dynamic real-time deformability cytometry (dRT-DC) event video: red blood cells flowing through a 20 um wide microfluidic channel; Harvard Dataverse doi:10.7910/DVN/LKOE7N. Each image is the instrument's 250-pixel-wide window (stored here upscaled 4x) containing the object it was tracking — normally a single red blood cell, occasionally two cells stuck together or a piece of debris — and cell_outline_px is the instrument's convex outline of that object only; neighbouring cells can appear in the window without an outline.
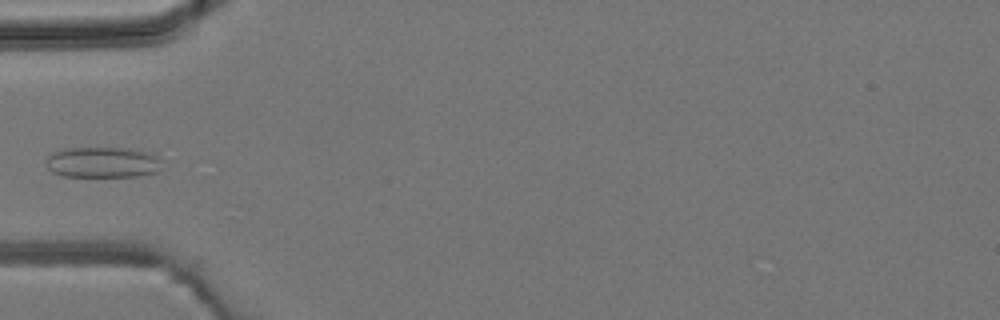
{"species": "common noctule bat (a hibernating species)", "species_latin": "Nyctalus noctula", "temperature_condition": "room temperature", "stored_images_in_passage": 5, "camera_frame_rate_fps": 3000, "um_per_image_px": 0.085, "animal": {"sex": "male", "body_mass_g": 19.2, "forearm_length_mm": 51.8}, "frame": {"image": 1, "passage_image": 4, "time_ms": 3.333, "image_size_px": [1000, 320], "cell_outline_px": [[160, 168], [156, 172], [136, 176], [64, 176], [52, 172], [48, 168], [48, 156], [52, 152], [64, 148], [128, 148], [144, 152], [156, 156], [160, 160]], "centroid_in_image_um": [8.69, 13.79], "position_along_channel_um": 76.3, "area_um2": 20.46}}